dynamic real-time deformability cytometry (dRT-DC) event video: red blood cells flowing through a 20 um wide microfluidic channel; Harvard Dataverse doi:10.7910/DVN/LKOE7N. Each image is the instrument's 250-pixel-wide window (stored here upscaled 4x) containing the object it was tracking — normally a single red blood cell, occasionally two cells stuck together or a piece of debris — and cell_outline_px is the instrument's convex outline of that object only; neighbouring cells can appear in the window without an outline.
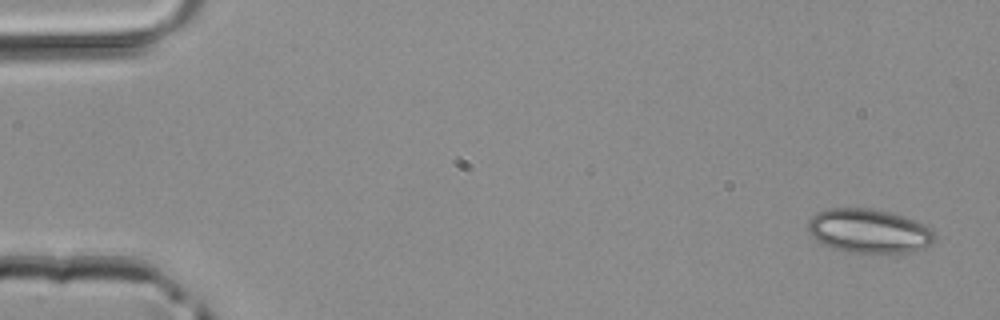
{"species": "common noctule bat (a hibernating species)", "species_latin": "Nyctalus noctula", "temperature_condition": "room temperature", "stored_images_in_passage": 4, "camera_frame_rate_fps": 3000, "um_per_image_px": 0.085, "animal": {"sex": "male", "body_mass_g": 20.4}, "frame": {"image": 1, "passage_image": 1, "time_ms": 0.0, "image_size_px": [1000, 320], "cell_outline_px": [[936, 240], [924, 248], [912, 252], [848, 252], [832, 248], [820, 244], [808, 232], [808, 220], [816, 212], [828, 208], [868, 208], [888, 212], [904, 216], [924, 224], [932, 228], [936, 236]], "centroid_in_image_um": [73.85, 19.63], "position_along_channel_um": 11.2, "area_um2": 32.77}}